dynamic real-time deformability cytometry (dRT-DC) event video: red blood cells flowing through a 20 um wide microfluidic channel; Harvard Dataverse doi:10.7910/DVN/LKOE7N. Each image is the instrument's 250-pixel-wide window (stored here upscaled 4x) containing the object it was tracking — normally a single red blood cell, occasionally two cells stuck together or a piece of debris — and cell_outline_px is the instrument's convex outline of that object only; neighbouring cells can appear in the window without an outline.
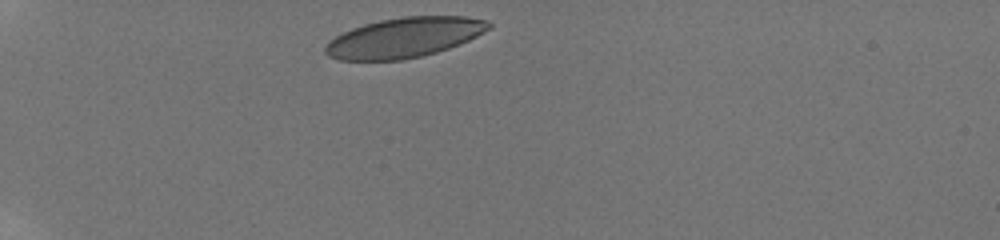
{"species": "human", "species_latin": "Homo sapiens", "temperature_condition": "room temperature", "stored_images_in_passage": 25, "camera_frame_rate_fps": 3000, "um_per_image_px": 0.085, "donor": {"sex": "male"}, "frame": {"image": 1, "passage_image": 1, "time_ms": 0.0, "image_size_px": [1000, 240], "cell_outline_px": [[492, 28], [468, 40], [448, 48], [436, 52], [404, 60], [340, 60], [328, 56], [324, 52], [324, 48], [328, 40], [352, 28], [364, 24], [380, 20], [404, 16], [464, 16], [484, 20], [492, 24]], "centroid_in_image_um": [34.34, 3.19], "position_along_channel_um": 50.7, "area_um2": 37.97}}
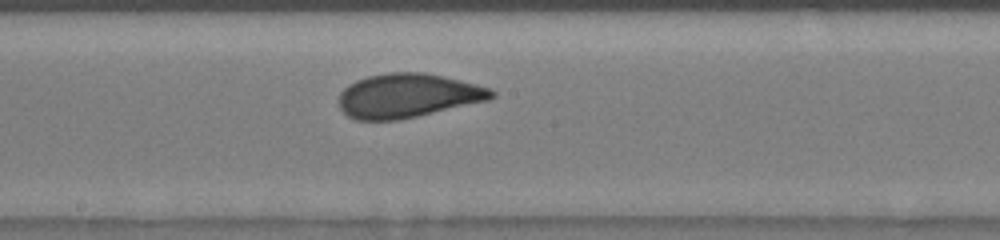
{"frame": {"image": 2, "passage_image": 13, "time_ms": 5.333, "image_size_px": [1000, 240], "cell_outline_px": [[496, 96], [488, 100], [400, 120], [356, 120], [348, 116], [340, 108], [340, 92], [348, 84], [356, 80], [368, 76], [388, 72], [424, 72], [460, 80], [492, 88], [496, 92]], "centroid_in_image_um": [34.67, 8.13], "position_along_channel_um": 213.5, "area_um2": 39.25}}
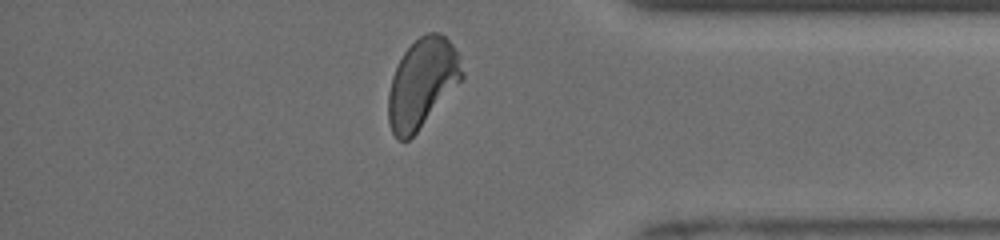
{"frame": {"image": 3, "passage_image": 24, "time_ms": 10.333, "image_size_px": [1000, 240], "cell_outline_px": [[464, 76], [416, 132], [408, 140], [396, 140], [392, 132], [388, 120], [388, 92], [392, 76], [404, 52], [420, 36], [428, 32], [440, 32], [452, 44], [460, 56], [464, 72]], "centroid_in_image_um": [35.87, 7.05], "position_along_channel_um": 399.3, "area_um2": 37.8}, "authors_computed_cell_mechanics": {"area_um2": 39.015, "velocity_mm_per_s": 3.9232, "shape_relaxation_time_tau1_ms": 3.1022, "shape_relaxation_time_tau2_ms": null, "deformation_change_tau1": 0.1178, "deformation_change_tau2": null}}